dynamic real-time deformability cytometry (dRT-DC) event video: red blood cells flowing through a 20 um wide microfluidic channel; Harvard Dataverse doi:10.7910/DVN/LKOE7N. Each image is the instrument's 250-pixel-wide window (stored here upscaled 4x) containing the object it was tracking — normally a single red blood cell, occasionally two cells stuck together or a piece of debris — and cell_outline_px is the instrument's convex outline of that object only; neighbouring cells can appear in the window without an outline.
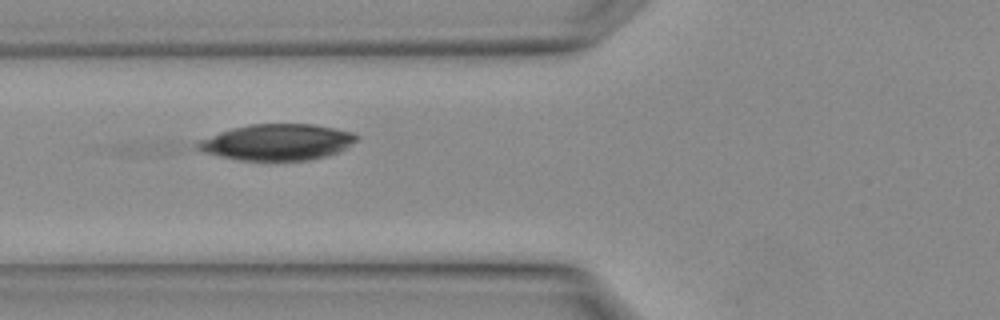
{"species": "Egyptian fruit bat (a non-hibernating species)", "species_latin": "Rousettus aegyptiacus", "temperature_condition": "warm", "stored_images_in_passage": 4, "camera_frame_rate_fps": 3000, "um_per_image_px": 0.085, "animal": {"sex": "female"}, "frame": {"image": 1, "passage_image": 4, "time_ms": 1.0, "image_size_px": [1000, 320], "cell_outline_px": [[360, 136], [356, 140], [340, 152], [312, 160], [236, 160], [204, 152], [196, 148], [196, 140], [232, 128], [248, 124], [316, 124], [336, 128], [352, 132]], "centroid_in_image_um": [23.56, 12.08], "position_along_channel_um": 102.2, "area_um2": 33.7}}